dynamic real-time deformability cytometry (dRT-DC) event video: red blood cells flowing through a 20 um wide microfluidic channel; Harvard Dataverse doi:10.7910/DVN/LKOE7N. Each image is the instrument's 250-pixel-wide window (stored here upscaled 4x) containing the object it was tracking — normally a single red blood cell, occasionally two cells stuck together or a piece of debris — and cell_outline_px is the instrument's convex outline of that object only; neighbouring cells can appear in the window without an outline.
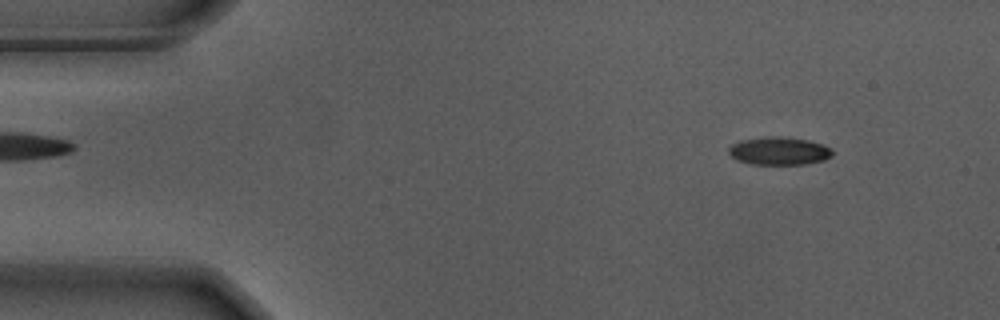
{"species": "Egyptian fruit bat (a non-hibernating species)", "species_latin": "Rousettus aegyptiacus", "temperature_condition": "warm", "stored_images_in_passage": 53, "camera_frame_rate_fps": 3000, "um_per_image_px": 0.085, "animal": {"sex": "male"}, "frame": {"image": 1, "passage_image": 6, "time_ms": 1.667, "image_size_px": [1000, 320], "cell_outline_px": [[832, 156], [824, 160], [804, 164], [752, 164], [736, 160], [728, 152], [728, 148], [732, 144], [740, 140], [764, 136], [772, 136], [808, 140], [824, 144], [832, 152]], "centroid_in_image_um": [66.19, 12.83], "position_along_channel_um": 18.8, "area_um2": 16.82}}
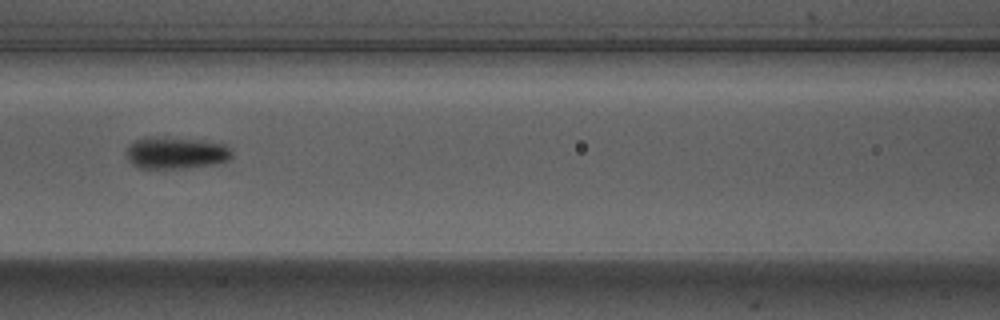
{"frame": {"image": 2, "passage_image": 24, "time_ms": 7.667, "image_size_px": [1000, 320], "cell_outline_px": [[232, 156], [228, 160], [212, 164], [188, 168], [140, 168], [132, 164], [128, 160], [128, 148], [136, 140], [144, 136], [152, 136], [196, 140], [224, 144], [232, 152]], "centroid_in_image_um": [14.94, 13.0], "position_along_channel_um": 151.7, "area_um2": 19.31}}
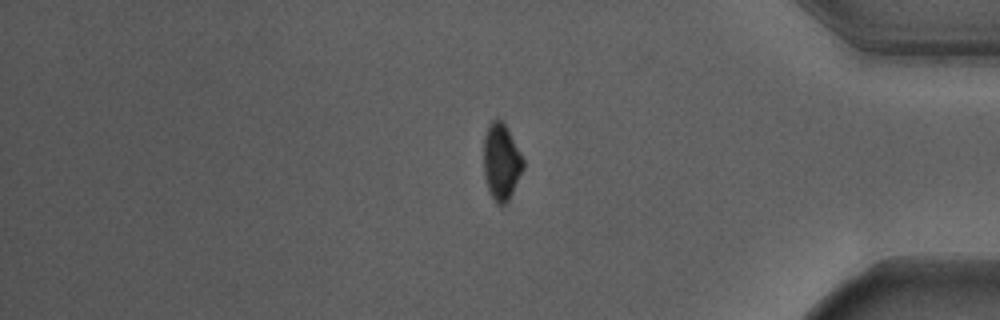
{"frame": {"image": 3, "passage_image": 46, "time_ms": 15.0, "image_size_px": [1000, 320], "cell_outline_px": [[524, 168], [508, 200], [504, 204], [500, 204], [492, 196], [488, 188], [484, 176], [484, 136], [488, 124], [496, 116], [504, 124], [524, 160]], "centroid_in_image_um": [42.6, 13.71], "position_along_channel_um": 392.6, "area_um2": 17.22}, "authors_computed_cell_mechanics": {"area_um2": 17.5712, "velocity_mm_per_s": 3.6915, "shape_relaxation_time_tau1_ms": 3.2857, "shape_relaxation_time_tau2_ms": null, "deformation_change_tau1": 0.1301, "deformation_change_tau2": null}}